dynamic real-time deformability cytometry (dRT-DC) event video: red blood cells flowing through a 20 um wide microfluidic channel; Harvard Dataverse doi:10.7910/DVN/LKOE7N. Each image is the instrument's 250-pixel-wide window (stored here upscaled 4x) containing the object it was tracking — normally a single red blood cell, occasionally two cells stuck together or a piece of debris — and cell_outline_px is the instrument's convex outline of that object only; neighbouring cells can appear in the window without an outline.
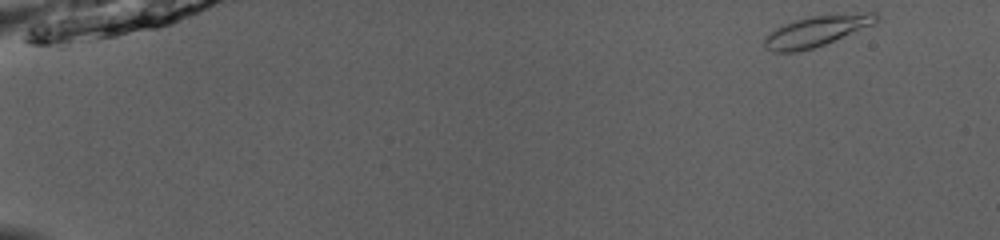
{"species": "common noctule bat (a hibernating species)", "species_latin": "Nyctalus noctula", "temperature_condition": "room temperature", "stored_images_in_passage": 48, "camera_frame_rate_fps": 3000, "um_per_image_px": 0.085, "animal": {"sex": "male", "body_mass_g": 13.0, "forearm_length_mm": 53.1}, "frame": {"image": 1, "passage_image": 1, "time_ms": 0.0, "image_size_px": [1000, 240], "cell_outline_px": [[880, 20], [876, 24], [824, 44], [812, 48], [796, 52], [772, 52], [764, 48], [764, 40], [776, 28], [784, 24], [796, 20], [812, 16], [864, 12], [876, 12], [880, 16]], "centroid_in_image_um": [69.48, 2.63], "position_along_channel_um": 15.5, "area_um2": 19.94}}
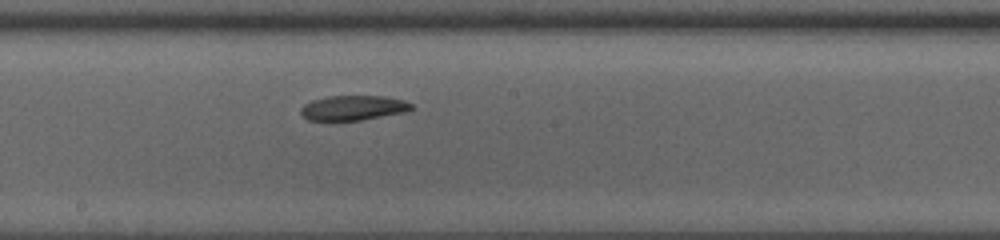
{"frame": {"image": 2, "passage_image": 27, "time_ms": 8.667, "image_size_px": [1000, 240], "cell_outline_px": [[412, 108], [404, 112], [360, 120], [308, 120], [300, 112], [300, 108], [304, 104], [312, 100], [328, 96], [384, 96], [404, 100], [412, 104]], "centroid_in_image_um": [30.0, 9.16], "position_along_channel_um": 218.2, "area_um2": 15.84}}
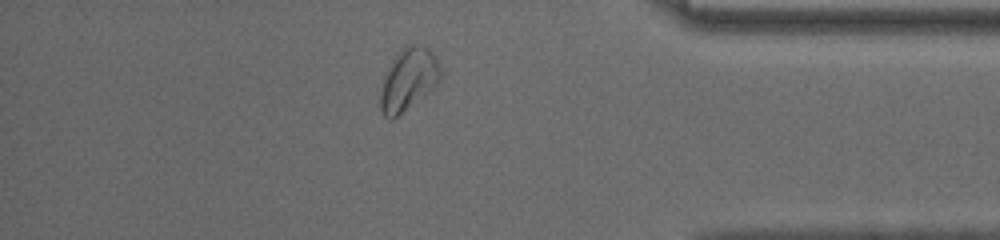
{"frame": {"image": 3, "passage_image": 42, "time_ms": 13.667, "image_size_px": [1000, 240], "cell_outline_px": [[440, 80], [436, 84], [392, 120], [388, 120], [384, 116], [380, 108], [380, 92], [388, 68], [392, 60], [404, 48], [412, 44], [428, 48], [436, 56], [440, 64]], "centroid_in_image_um": [34.71, 6.76], "position_along_channel_um": 400.5, "area_um2": 21.04}, "authors_computed_cell_mechanics": {"area_um2": 18.0625, "velocity_mm_per_s": 4.0229, "shape_relaxation_time_tau1_ms": 5.4158, "shape_relaxation_time_tau2_ms": null, "deformation_change_tau1": 0.123, "deformation_change_tau2": null}}